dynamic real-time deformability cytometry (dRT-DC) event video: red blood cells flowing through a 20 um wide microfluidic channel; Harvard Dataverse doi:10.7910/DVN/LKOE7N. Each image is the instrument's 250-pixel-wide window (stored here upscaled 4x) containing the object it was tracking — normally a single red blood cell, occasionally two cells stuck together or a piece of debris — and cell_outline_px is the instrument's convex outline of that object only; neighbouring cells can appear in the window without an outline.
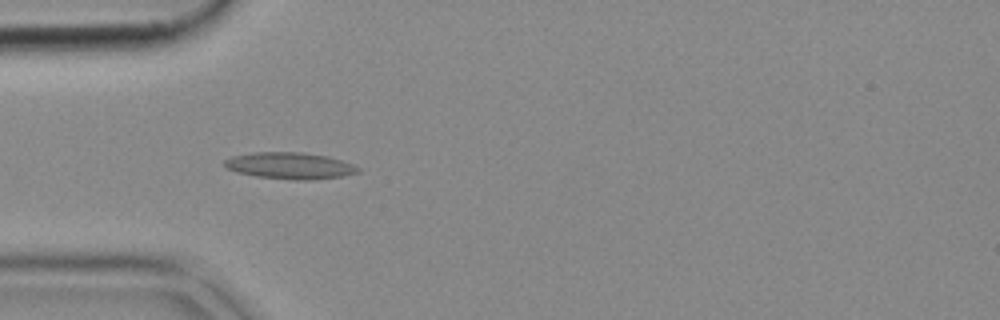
{"species": "common noctule bat (a hibernating species)", "species_latin": "Nyctalus noctula", "temperature_condition": "cold", "stored_images_in_passage": 52, "camera_frame_rate_fps": 3000, "um_per_image_px": 0.085, "animal": {"sex": "female", "body_mass_g": 18.4}, "frame": {"image": 1, "passage_image": 15, "time_ms": 4.667, "image_size_px": [1000, 320], "cell_outline_px": [[360, 172], [340, 176], [312, 180], [296, 180], [256, 176], [236, 172], [228, 168], [224, 164], [224, 160], [232, 156], [252, 152], [304, 152], [328, 156], [352, 164], [360, 168]], "centroid_in_image_um": [24.64, 14.08], "position_along_channel_um": 60.4, "area_um2": 20.63}}
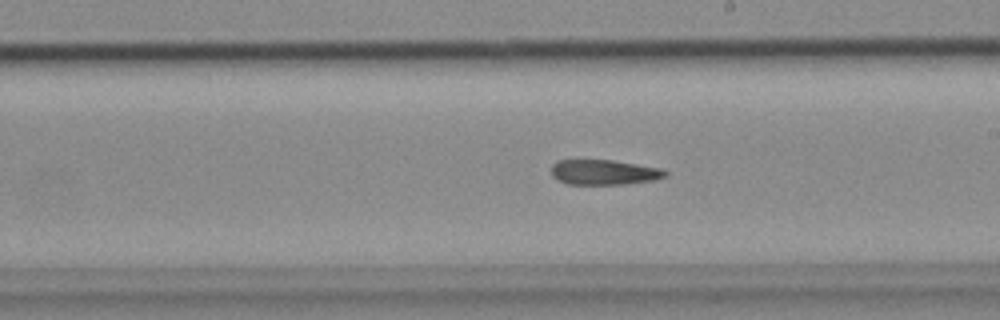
{"frame": {"image": 2, "passage_image": 29, "time_ms": 9.333, "image_size_px": [1000, 320], "cell_outline_px": [[668, 176], [652, 180], [624, 184], [568, 184], [552, 176], [552, 164], [556, 160], [612, 160], [660, 168], [668, 172]], "centroid_in_image_um": [51.34, 14.63], "position_along_channel_um": 237.7, "area_um2": 16.53}}
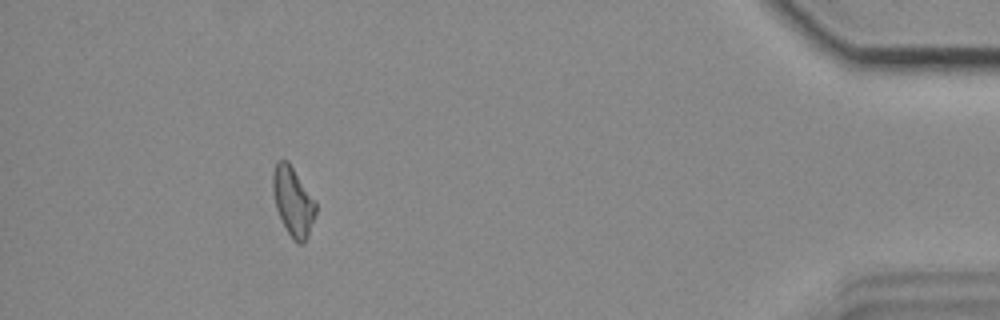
{"frame": {"image": 3, "passage_image": 47, "time_ms": 15.333, "image_size_px": [1000, 320], "cell_outline_px": [[316, 212], [304, 244], [296, 244], [292, 240], [276, 208], [272, 192], [272, 176], [276, 160], [288, 160], [316, 200]], "centroid_in_image_um": [24.9, 17.09], "position_along_channel_um": 410.3, "area_um2": 17.4}}